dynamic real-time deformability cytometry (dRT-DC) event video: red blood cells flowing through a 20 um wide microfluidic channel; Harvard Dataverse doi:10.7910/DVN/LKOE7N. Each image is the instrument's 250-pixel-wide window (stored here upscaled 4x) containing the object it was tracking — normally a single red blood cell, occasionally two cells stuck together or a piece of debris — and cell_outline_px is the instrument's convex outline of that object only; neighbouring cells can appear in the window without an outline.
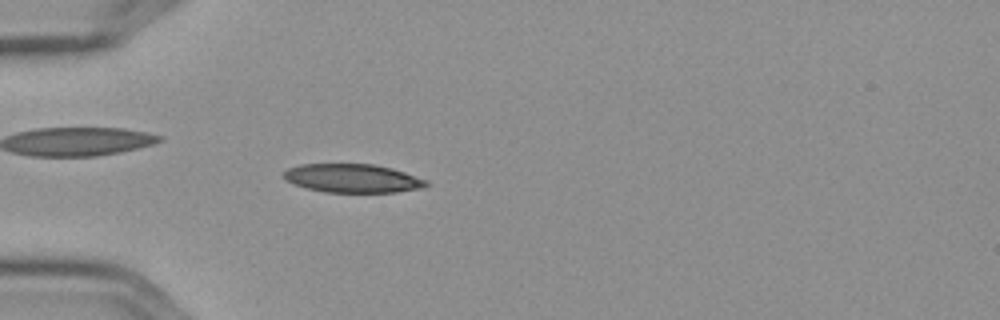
{"species": "Egyptian fruit bat (a non-hibernating species)", "species_latin": "Rousettus aegyptiacus", "temperature_condition": "cold", "stored_images_in_passage": 5, "camera_frame_rate_fps": 3000, "um_per_image_px": 0.085, "frame": {"image": 1, "passage_image": 5, "time_ms": 1.333, "image_size_px": [1000, 320], "cell_outline_px": [[428, 184], [424, 188], [396, 192], [324, 192], [292, 184], [284, 176], [284, 172], [288, 168], [300, 164], [372, 164], [392, 168], [428, 180]], "centroid_in_image_um": [29.99, 15.15], "position_along_channel_um": 55.0, "area_um2": 23.7}}